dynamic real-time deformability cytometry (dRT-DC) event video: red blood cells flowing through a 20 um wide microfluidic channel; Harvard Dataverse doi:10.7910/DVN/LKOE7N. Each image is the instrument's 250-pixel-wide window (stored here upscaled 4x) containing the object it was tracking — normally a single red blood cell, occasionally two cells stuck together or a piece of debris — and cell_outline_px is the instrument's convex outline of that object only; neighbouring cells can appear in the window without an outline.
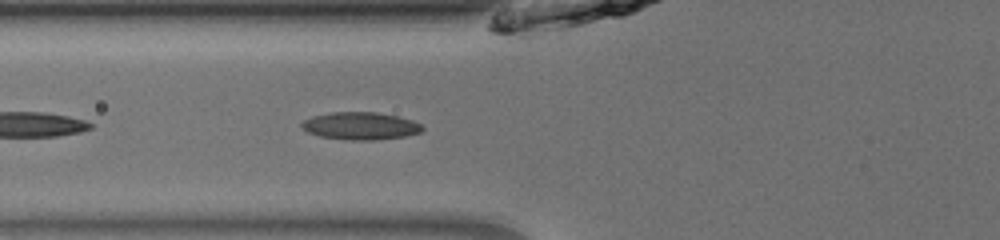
{"species": "common noctule bat (a hibernating species)", "species_latin": "Nyctalus noctula", "temperature_condition": "room temperature", "stored_images_in_passage": 10, "camera_frame_rate_fps": 3000, "um_per_image_px": 0.085, "animal": {"sex": "male", "body_mass_g": 13.0, "forearm_length_mm": 53.1}, "frame": {"image": 1, "passage_image": 4, "time_ms": 1.0, "image_size_px": [1000, 240], "cell_outline_px": [[424, 128], [420, 132], [404, 136], [376, 140], [348, 140], [320, 136], [308, 132], [300, 124], [304, 120], [312, 116], [332, 112], [376, 112], [396, 116], [412, 120], [420, 124]], "centroid_in_image_um": [30.63, 10.7], "position_along_channel_um": 95.2, "area_um2": 19.19}}
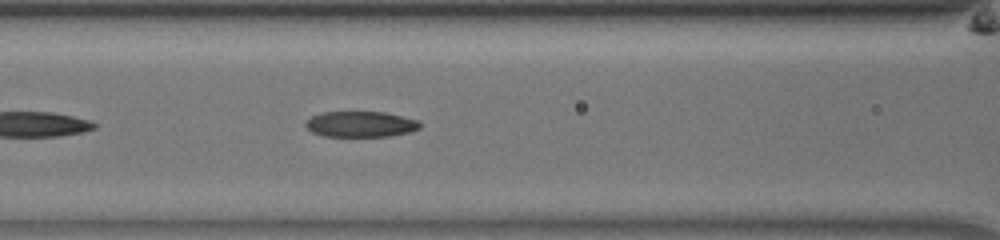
{"frame": {"image": 2, "passage_image": 7, "time_ms": 2.0, "image_size_px": [1000, 240], "cell_outline_px": [[420, 128], [408, 132], [388, 136], [324, 136], [312, 132], [304, 124], [312, 116], [320, 112], [384, 112], [416, 120], [420, 124]], "centroid_in_image_um": [30.61, 10.55], "position_along_channel_um": 136.0, "area_um2": 16.88}}